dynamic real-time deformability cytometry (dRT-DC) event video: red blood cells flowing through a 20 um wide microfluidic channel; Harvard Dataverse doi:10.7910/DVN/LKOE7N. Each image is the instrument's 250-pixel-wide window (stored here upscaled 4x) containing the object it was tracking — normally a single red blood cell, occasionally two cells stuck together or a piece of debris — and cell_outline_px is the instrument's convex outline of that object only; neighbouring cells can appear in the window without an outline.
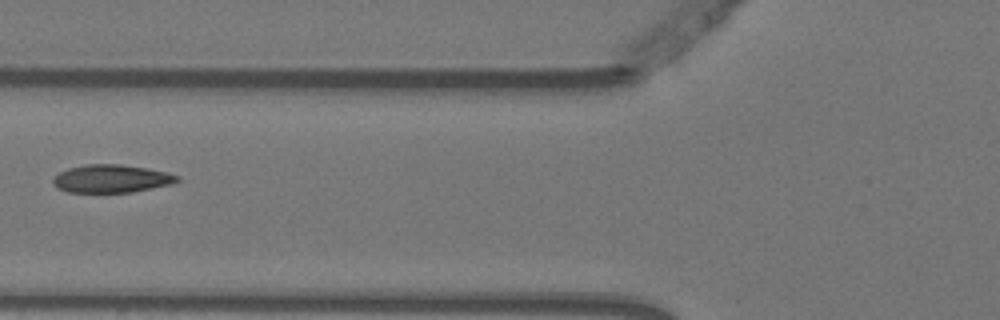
{"species": "Egyptian fruit bat (a non-hibernating species)", "species_latin": "Rousettus aegyptiacus", "temperature_condition": "warm", "stored_images_in_passage": 4, "camera_frame_rate_fps": 3000, "um_per_image_px": 0.085, "animal": {"sex": "female"}, "frame": {"image": 1, "passage_image": 4, "time_ms": 1.0, "image_size_px": [1000, 320], "cell_outline_px": [[180, 180], [172, 184], [132, 192], [68, 192], [56, 188], [52, 184], [52, 180], [60, 172], [68, 168], [88, 164], [120, 164], [148, 168], [168, 172], [180, 176]], "centroid_in_image_um": [9.49, 15.18], "position_along_channel_um": 116.3, "area_um2": 20.35}}